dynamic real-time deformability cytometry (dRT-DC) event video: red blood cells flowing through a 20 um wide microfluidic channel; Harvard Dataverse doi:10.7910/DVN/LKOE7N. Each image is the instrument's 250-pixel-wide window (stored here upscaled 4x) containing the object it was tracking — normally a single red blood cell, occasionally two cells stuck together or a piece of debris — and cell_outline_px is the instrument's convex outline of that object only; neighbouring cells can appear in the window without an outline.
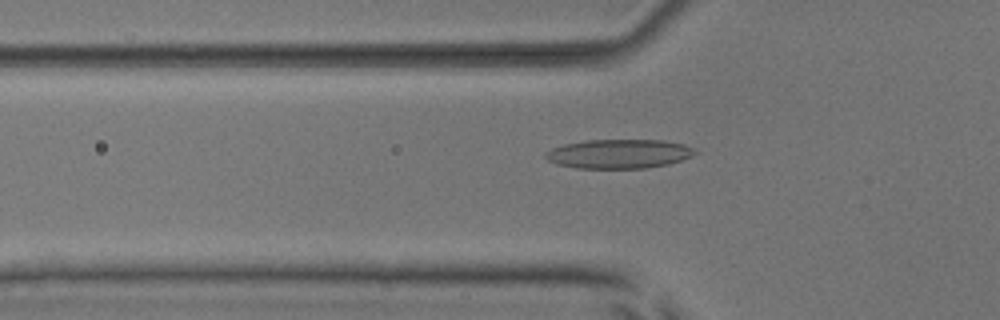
{"species": "common noctule bat (a hibernating species)", "species_latin": "Nyctalus noctula", "temperature_condition": "room temperature", "stored_images_in_passage": 53, "camera_frame_rate_fps": 3000, "um_per_image_px": 0.085, "animal": {"sex": "male", "body_mass_g": 17.9, "forearm_length_mm": 54.2}, "frame": {"image": 1, "passage_image": 18, "time_ms": 5.667, "image_size_px": [1000, 320], "cell_outline_px": [[696, 152], [692, 156], [668, 164], [644, 168], [576, 168], [556, 164], [548, 160], [544, 156], [544, 152], [552, 148], [564, 144], [588, 140], [664, 140], [684, 144], [692, 148]], "centroid_in_image_um": [52.57, 13.07], "position_along_channel_um": 73.2, "area_um2": 25.32}}
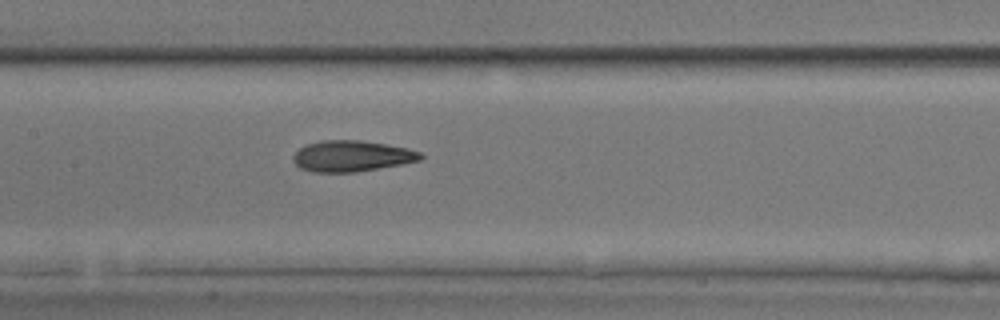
{"frame": {"image": 2, "passage_image": 26, "time_ms": 8.333, "image_size_px": [1000, 320], "cell_outline_px": [[424, 156], [420, 160], [404, 164], [352, 172], [312, 172], [300, 168], [292, 160], [292, 156], [300, 148], [308, 144], [320, 140], [360, 140], [388, 144], [408, 148], [420, 152]], "centroid_in_image_um": [29.91, 13.26], "position_along_channel_um": 177.5, "area_um2": 23.06}}
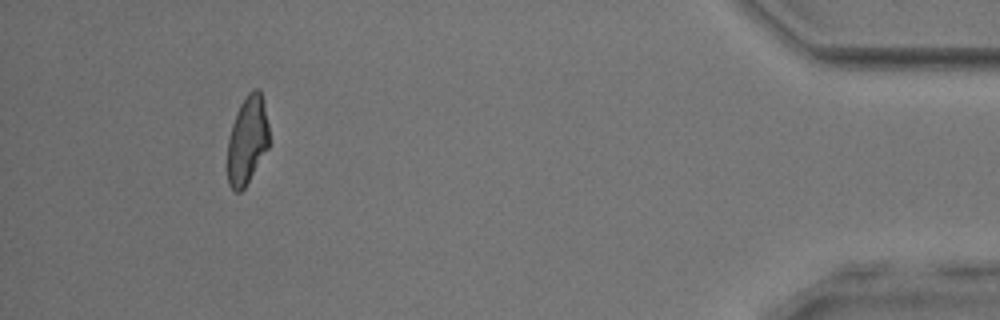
{"frame": {"image": 3, "passage_image": 49, "time_ms": 16.0, "image_size_px": [1000, 320], "cell_outline_px": [[268, 148], [244, 188], [240, 192], [236, 192], [228, 184], [228, 140], [232, 124], [236, 112], [240, 104], [248, 92], [252, 88], [260, 88], [264, 104], [268, 124]], "centroid_in_image_um": [21.02, 11.88], "position_along_channel_um": 414.2, "area_um2": 21.27}, "authors_computed_cell_mechanics": {"area_um2": 23.2934, "velocity_mm_per_s": 3.9105, "shape_relaxation_time_tau1_ms": 6.562, "shape_relaxation_time_tau2_ms": 1.7658, "deformation_change_tau1": 0.1906, "deformation_change_tau2": 0.0943}}